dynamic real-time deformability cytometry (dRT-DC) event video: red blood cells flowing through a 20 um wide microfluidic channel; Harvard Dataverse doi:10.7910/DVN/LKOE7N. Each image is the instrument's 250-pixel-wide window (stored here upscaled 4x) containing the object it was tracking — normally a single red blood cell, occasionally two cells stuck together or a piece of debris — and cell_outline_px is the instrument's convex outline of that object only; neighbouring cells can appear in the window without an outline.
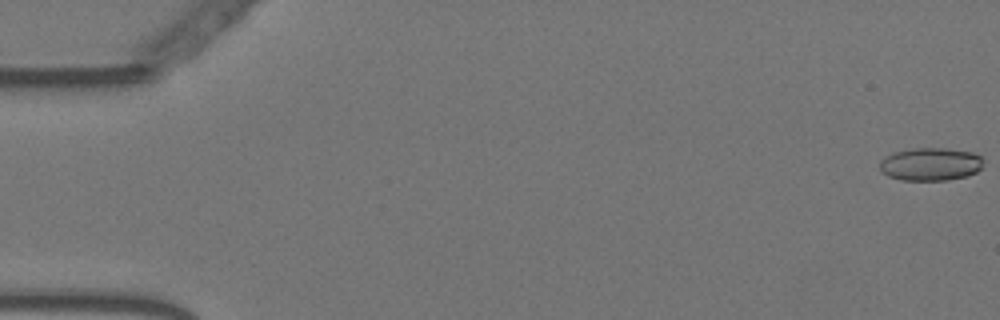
{"species": "Egyptian fruit bat (a non-hibernating species)", "species_latin": "Rousettus aegyptiacus", "temperature_condition": "warm", "stored_images_in_passage": 57, "camera_frame_rate_fps": 3000, "um_per_image_px": 0.085, "animal": {"sex": "female"}, "frame": {"image": 1, "passage_image": 1, "time_ms": 0.0, "image_size_px": [1000, 320], "cell_outline_px": [[984, 160], [980, 168], [976, 172], [968, 176], [948, 180], [900, 180], [888, 176], [880, 172], [880, 160], [884, 156], [892, 152], [912, 148], [944, 148], [972, 152], [980, 156]], "centroid_in_image_um": [79.06, 13.95], "position_along_channel_um": 5.9, "area_um2": 20.17}}
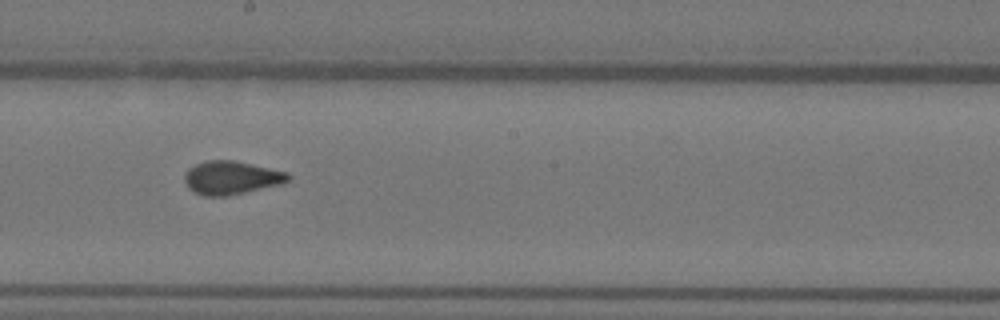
{"frame": {"image": 2, "passage_image": 32, "time_ms": 10.333, "image_size_px": [1000, 320], "cell_outline_px": [[292, 176], [284, 184], [228, 196], [204, 196], [188, 188], [184, 180], [184, 176], [188, 168], [196, 164], [208, 160], [232, 160], [288, 172]], "centroid_in_image_um": [19.68, 15.11], "position_along_channel_um": 228.5, "area_um2": 20.23}}
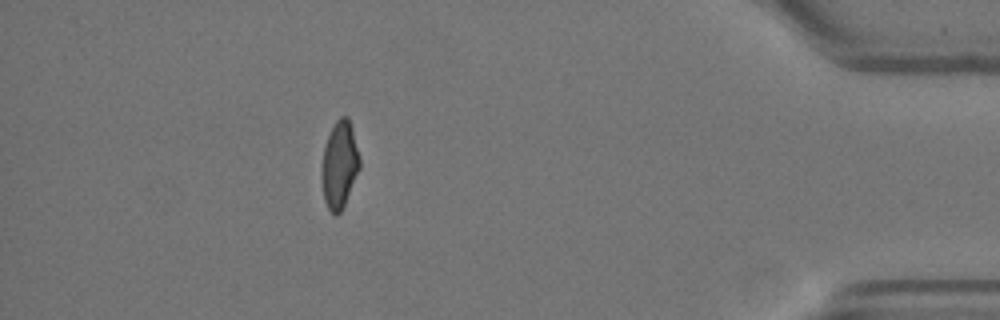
{"frame": {"image": 3, "passage_image": 51, "time_ms": 16.667, "image_size_px": [1000, 320], "cell_outline_px": [[360, 168], [344, 204], [340, 212], [336, 216], [328, 208], [324, 200], [320, 176], [320, 168], [324, 148], [328, 136], [336, 120], [340, 116], [348, 116], [352, 128], [360, 160]], "centroid_in_image_um": [28.83, 14.0], "position_along_channel_um": 406.4, "area_um2": 19.25}, "authors_computed_cell_mechanics": {"area_um2": 19.8832, "velocity_mm_per_s": 3.6034, "shape_relaxation_time_tau1_ms": null, "shape_relaxation_time_tau2_ms": 1.0375, "deformation_change_tau1": null, "deformation_change_tau2": 0.0541}}